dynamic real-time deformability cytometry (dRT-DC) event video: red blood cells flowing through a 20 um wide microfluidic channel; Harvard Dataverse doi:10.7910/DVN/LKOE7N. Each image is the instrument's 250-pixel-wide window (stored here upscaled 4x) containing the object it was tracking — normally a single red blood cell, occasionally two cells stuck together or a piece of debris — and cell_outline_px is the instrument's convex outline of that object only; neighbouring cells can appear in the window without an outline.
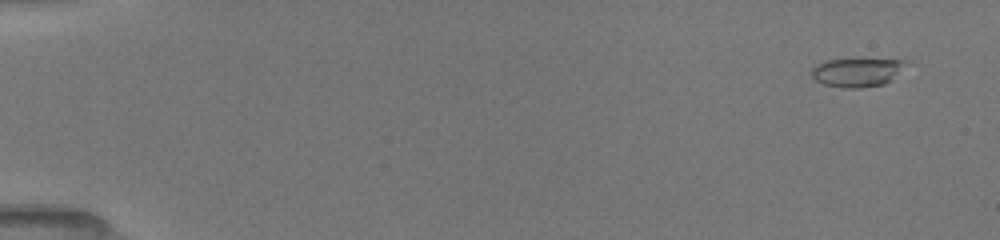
{"species": "common noctule bat (a hibernating species)", "species_latin": "Nyctalus noctula", "temperature_condition": "room temperature", "stored_images_in_passage": 51, "camera_frame_rate_fps": 3000, "um_per_image_px": 0.085, "animal": {"sex": "female", "body_mass_g": 19.5, "forearm_length_mm": 54.1}, "frame": {"image": 1, "passage_image": 3, "time_ms": 0.667, "image_size_px": [1000, 240], "cell_outline_px": [[908, 60], [892, 80], [884, 84], [860, 88], [844, 88], [824, 84], [816, 80], [812, 76], [812, 68], [816, 64], [824, 60], [852, 56]], "centroid_in_image_um": [72.84, 6.08], "position_along_channel_um": 12.2, "area_um2": 16.65}}
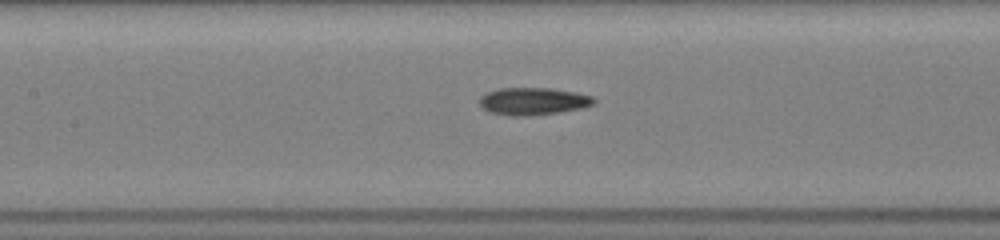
{"frame": {"image": 2, "passage_image": 25, "time_ms": 8.0, "image_size_px": [1000, 240], "cell_outline_px": [[596, 100], [592, 104], [584, 108], [560, 112], [528, 116], [512, 116], [492, 112], [484, 108], [480, 104], [480, 96], [484, 92], [500, 88], [552, 88], [576, 92], [592, 96]], "centroid_in_image_um": [45.33, 8.6], "position_along_channel_um": 162.1, "area_um2": 18.32}}
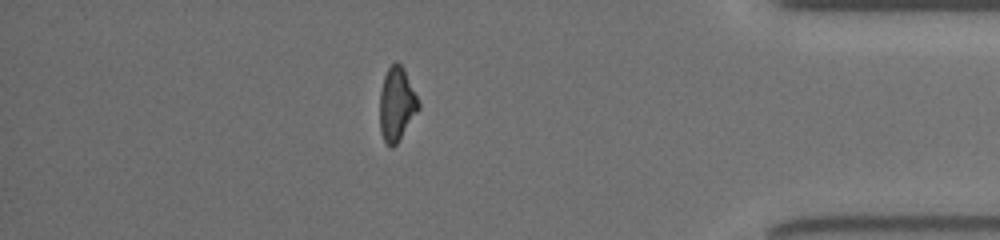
{"frame": {"image": 3, "passage_image": 45, "time_ms": 14.667, "image_size_px": [1000, 240], "cell_outline_px": [[420, 108], [396, 144], [392, 148], [384, 140], [380, 132], [380, 92], [384, 76], [388, 68], [396, 60], [404, 68], [420, 104]], "centroid_in_image_um": [33.71, 8.84], "position_along_channel_um": 401.5, "area_um2": 16.47}, "authors_computed_cell_mechanics": {"area_um2": 17.2244, "velocity_mm_per_s": 4.0634, "shape_relaxation_time_tau1_ms": 5.2762, "shape_relaxation_time_tau2_ms": 4.0602, "deformation_change_tau1": 0.1943, "deformation_change_tau2": 0.1117}}